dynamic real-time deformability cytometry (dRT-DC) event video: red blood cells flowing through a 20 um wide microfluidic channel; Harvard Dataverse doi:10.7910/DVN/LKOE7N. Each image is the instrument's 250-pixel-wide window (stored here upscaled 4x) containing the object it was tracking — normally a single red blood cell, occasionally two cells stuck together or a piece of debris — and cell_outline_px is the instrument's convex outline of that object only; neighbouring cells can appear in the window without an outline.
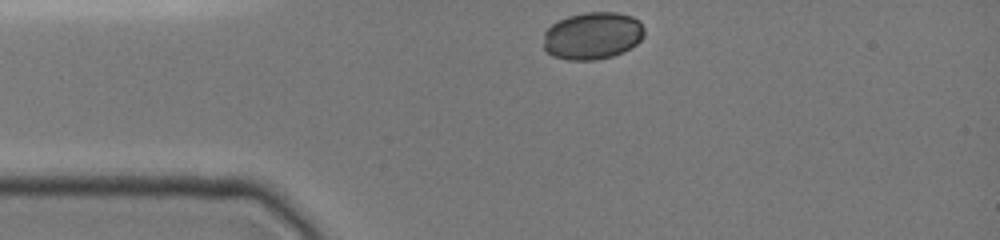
{"species": "common noctule bat (a hibernating species)", "species_latin": "Nyctalus noctula", "temperature_condition": "cold", "stored_images_in_passage": 30, "camera_frame_rate_fps": 3000, "um_per_image_px": 0.085, "animal": {"sex": "female", "body_mass_g": 19.0, "forearm_length_mm": 51.5}, "frame": {"image": 1, "passage_image": 1, "time_ms": 0.0, "image_size_px": [1000, 240], "cell_outline_px": [[644, 36], [636, 44], [624, 52], [612, 56], [596, 60], [568, 60], [552, 56], [544, 48], [544, 32], [552, 24], [568, 16], [584, 12], [616, 12], [632, 16], [640, 20], [644, 28]], "centroid_in_image_um": [50.38, 3.03], "position_along_channel_um": 34.6, "area_um2": 28.03}}
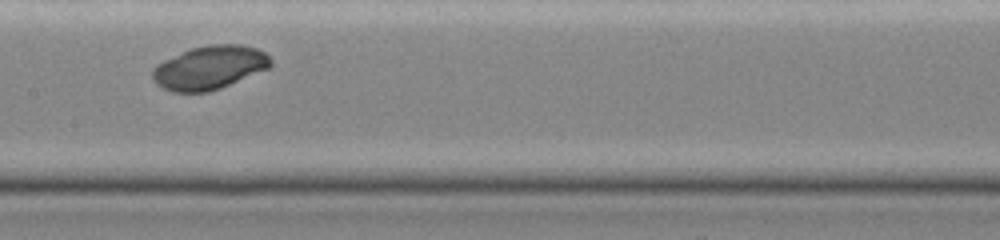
{"frame": {"image": 2, "passage_image": 15, "time_ms": 4.667, "image_size_px": [1000, 240], "cell_outline_px": [[272, 64], [268, 68], [220, 88], [208, 92], [172, 92], [156, 84], [152, 80], [152, 68], [156, 64], [164, 60], [192, 48], [208, 44], [240, 44], [256, 48], [264, 52], [272, 60]], "centroid_in_image_um": [17.78, 5.74], "position_along_channel_um": 189.6, "area_um2": 29.88}}
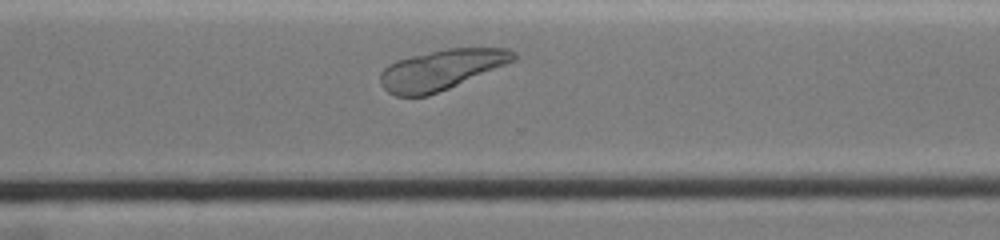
{"frame": {"image": 3, "passage_image": 26, "time_ms": 8.333, "image_size_px": [1000, 240], "cell_outline_px": [[516, 60], [448, 88], [428, 96], [396, 96], [388, 92], [380, 84], [380, 72], [388, 64], [396, 60], [412, 56], [448, 48], [508, 48], [516, 52]], "centroid_in_image_um": [37.49, 5.92], "position_along_channel_um": 333.1, "area_um2": 30.92}, "authors_computed_cell_mechanics": {"area_um2": 29.8248, "velocity_mm_per_s": 3.9129, "shape_relaxation_time_tau1_ms": null, "shape_relaxation_time_tau2_ms": 2.4669, "deformation_change_tau1": null, "deformation_change_tau2": 0.1127}}